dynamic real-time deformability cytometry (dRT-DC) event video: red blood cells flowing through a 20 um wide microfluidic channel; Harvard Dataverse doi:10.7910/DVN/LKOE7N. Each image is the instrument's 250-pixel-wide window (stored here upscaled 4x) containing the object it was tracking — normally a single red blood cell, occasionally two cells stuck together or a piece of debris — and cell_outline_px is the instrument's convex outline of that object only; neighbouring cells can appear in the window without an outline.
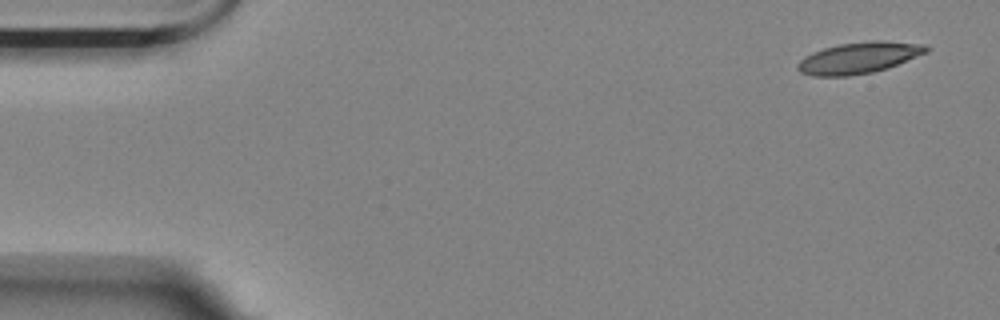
{"species": "Egyptian fruit bat (a non-hibernating species)", "species_latin": "Rousettus aegyptiacus", "temperature_condition": "room temperature", "stored_images_in_passage": 4, "camera_frame_rate_fps": 3000, "um_per_image_px": 0.085, "animal": {"sex": "female"}, "frame": {"image": 1, "passage_image": 1, "time_ms": 0.0, "image_size_px": [1000, 320], "cell_outline_px": [[932, 48], [928, 52], [888, 68], [872, 72], [848, 76], [812, 76], [800, 72], [796, 68], [796, 64], [804, 56], [812, 52], [824, 48], [840, 44], [872, 40], [880, 40], [928, 44]], "centroid_in_image_um": [73.03, 4.9], "position_along_channel_um": 12.0, "area_um2": 23.76}}